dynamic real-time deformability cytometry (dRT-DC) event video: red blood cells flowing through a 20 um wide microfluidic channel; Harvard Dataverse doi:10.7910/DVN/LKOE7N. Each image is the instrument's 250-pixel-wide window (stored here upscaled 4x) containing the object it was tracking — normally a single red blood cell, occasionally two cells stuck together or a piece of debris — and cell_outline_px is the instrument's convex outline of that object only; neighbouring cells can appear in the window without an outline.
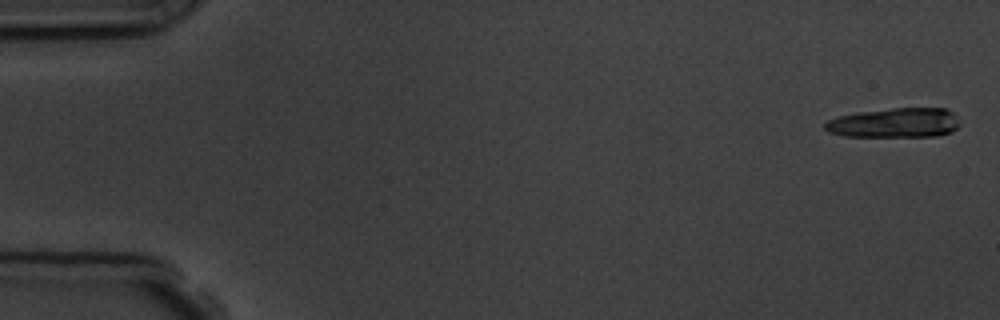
{"species": "common noctule bat (a hibernating species)", "species_latin": "Nyctalus noctula", "temperature_condition": "room temperature", "stored_images_in_passage": 9, "camera_frame_rate_fps": 3000, "um_per_image_px": 0.085, "animal": {"sex": "male", "body_mass_g": 19.5, "forearm_length_mm": 54.6}, "frame": {"image": 1, "passage_image": 1, "time_ms": 0.0, "image_size_px": [1000, 320], "cell_outline_px": [[960, 124], [952, 132], [936, 136], [844, 136], [828, 132], [824, 128], [824, 124], [828, 120], [840, 116], [860, 112], [892, 108], [944, 108], [952, 112], [956, 116]], "centroid_in_image_um": [76.06, 10.44], "position_along_channel_um": 8.9, "area_um2": 23.18}}
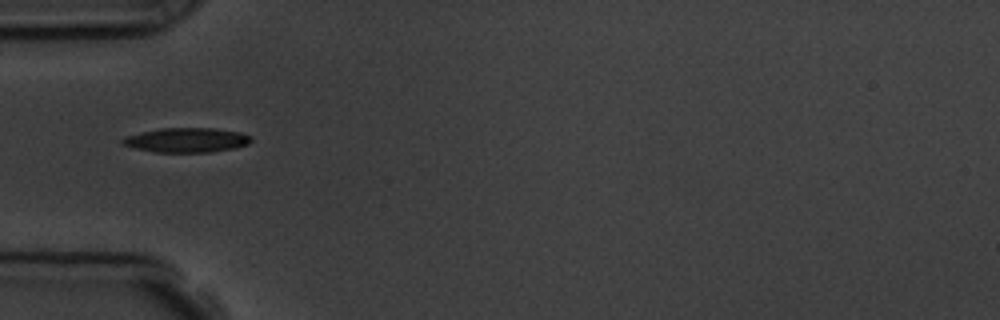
{"frame": {"image": 2, "passage_image": 6, "time_ms": 5.667, "image_size_px": [1000, 320], "cell_outline_px": [[252, 140], [248, 144], [236, 148], [212, 152], [156, 152], [136, 148], [124, 144], [120, 140], [124, 136], [140, 132], [160, 128], [216, 128], [240, 132], [252, 136]], "centroid_in_image_um": [15.89, 11.9], "position_along_channel_um": 69.1, "area_um2": 18.5}}